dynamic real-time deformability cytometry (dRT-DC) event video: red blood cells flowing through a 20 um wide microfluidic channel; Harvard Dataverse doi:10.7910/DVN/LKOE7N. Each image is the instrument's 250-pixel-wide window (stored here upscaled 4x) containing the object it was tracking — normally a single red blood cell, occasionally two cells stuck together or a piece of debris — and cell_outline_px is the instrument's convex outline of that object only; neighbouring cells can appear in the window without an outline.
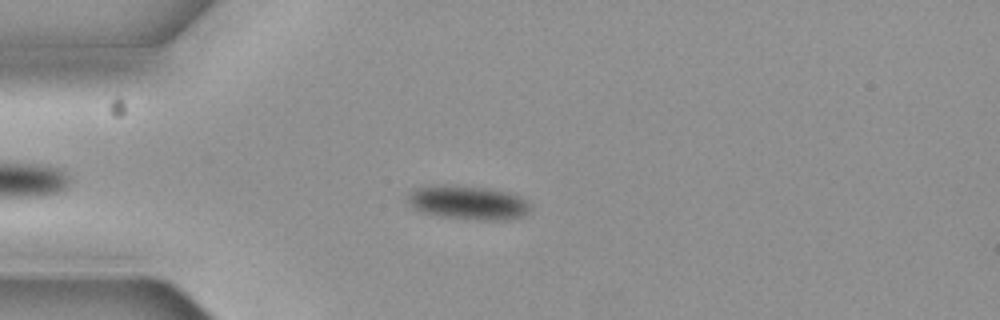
{"species": "common noctule bat (a hibernating species)", "species_latin": "Nyctalus noctula", "temperature_condition": "cold", "stored_images_in_passage": 5, "camera_frame_rate_fps": 3000, "um_per_image_px": 0.085, "animal": {"sex": "female", "body_mass_g": 19.3, "forearm_length_mm": 54.1}, "frame": {"image": 1, "passage_image": 5, "time_ms": 1.333, "image_size_px": [1000, 320], "cell_outline_px": [[532, 208], [524, 216], [512, 220], [480, 220], [440, 216], [420, 212], [412, 208], [408, 200], [408, 192], [412, 188], [428, 184], [444, 184], [492, 188], [512, 192], [520, 196], [532, 204]], "centroid_in_image_um": [39.79, 17.2], "position_along_channel_um": 45.2, "area_um2": 25.2}}